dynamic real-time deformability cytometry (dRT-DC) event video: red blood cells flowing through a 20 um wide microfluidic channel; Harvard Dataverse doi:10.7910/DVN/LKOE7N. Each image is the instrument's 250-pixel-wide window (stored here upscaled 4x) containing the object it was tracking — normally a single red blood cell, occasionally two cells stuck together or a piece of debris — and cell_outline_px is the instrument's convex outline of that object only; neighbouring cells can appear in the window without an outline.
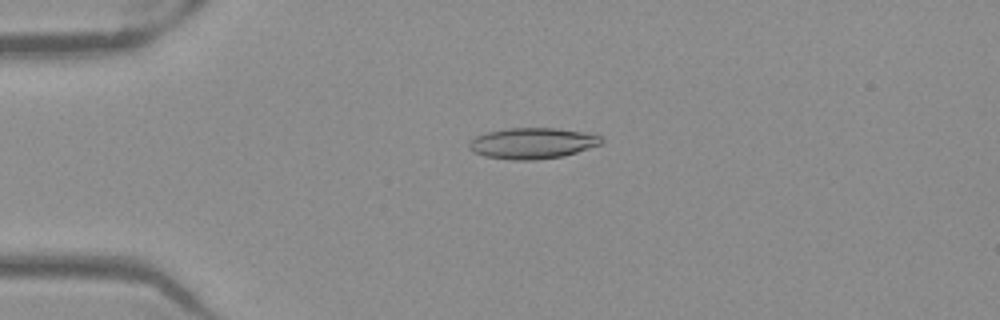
{"species": "Egyptian fruit bat (a non-hibernating species)", "species_latin": "Rousettus aegyptiacus", "temperature_condition": "warm", "stored_images_in_passage": 52, "camera_frame_rate_fps": 3000, "um_per_image_px": 0.085, "frame": {"image": 1, "passage_image": 13, "time_ms": 4.0, "image_size_px": [1000, 320], "cell_outline_px": [[604, 140], [600, 144], [564, 156], [536, 160], [512, 160], [484, 156], [472, 152], [468, 148], [468, 144], [476, 136], [488, 132], [508, 128], [556, 128], [584, 132], [600, 136]], "centroid_in_image_um": [45.23, 12.18], "position_along_channel_um": 39.8, "area_um2": 23.81}}
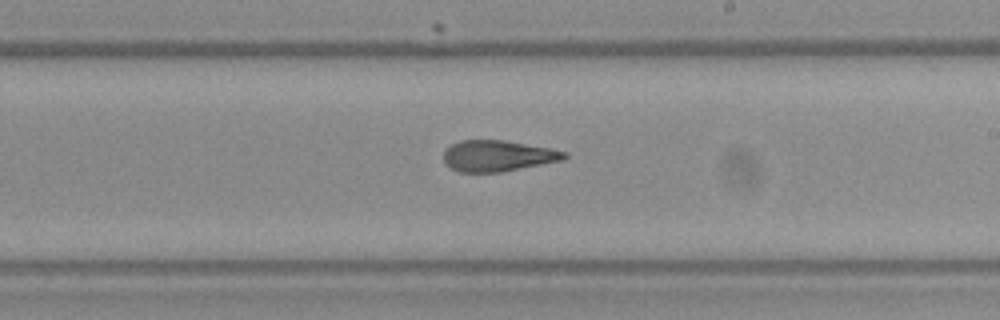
{"frame": {"image": 2, "passage_image": 31, "time_ms": 10.0, "image_size_px": [1000, 320], "cell_outline_px": [[568, 156], [564, 160], [500, 172], [460, 172], [444, 164], [444, 148], [460, 140], [504, 140], [552, 148], [568, 152]], "centroid_in_image_um": [42.32, 13.24], "position_along_channel_um": 246.7, "area_um2": 22.02}}
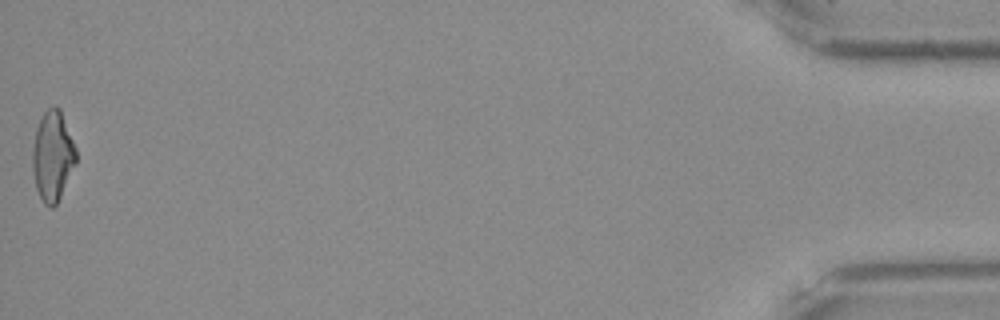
{"frame": {"image": 3, "passage_image": 52, "time_ms": 17.0, "image_size_px": [1000, 320], "cell_outline_px": [[76, 164], [56, 204], [52, 208], [48, 208], [44, 204], [36, 188], [32, 168], [32, 152], [36, 128], [44, 112], [52, 104], [56, 104], [60, 108], [76, 148]], "centroid_in_image_um": [4.47, 13.24], "position_along_channel_um": 430.7, "area_um2": 22.89}, "authors_computed_cell_mechanics": {"area_um2": 22.8888, "velocity_mm_per_s": 3.9884, "shape_relaxation_time_tau1_ms": null, "shape_relaxation_time_tau2_ms": 2.5171, "deformation_change_tau1": null, "deformation_change_tau2": 0.117}}